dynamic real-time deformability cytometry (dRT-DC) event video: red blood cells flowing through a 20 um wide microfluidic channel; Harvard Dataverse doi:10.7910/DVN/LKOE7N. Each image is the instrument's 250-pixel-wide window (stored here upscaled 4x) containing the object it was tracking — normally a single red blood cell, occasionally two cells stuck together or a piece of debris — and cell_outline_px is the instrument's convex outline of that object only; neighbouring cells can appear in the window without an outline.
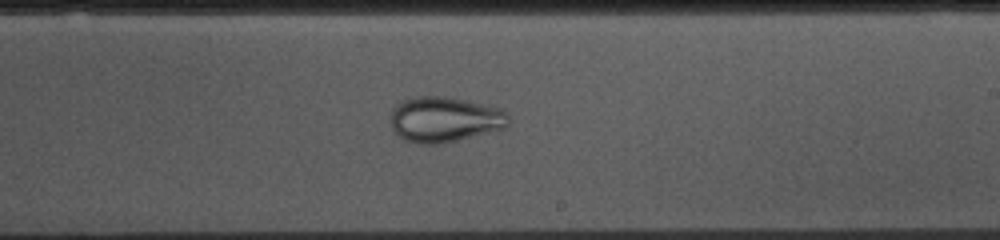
{"species": "common noctule bat (a hibernating species)", "species_latin": "Nyctalus noctula", "temperature_condition": "cold", "stored_images_in_passage": 52, "camera_frame_rate_fps": 3000, "um_per_image_px": 0.085, "animal": {"sex": "female", "body_mass_g": 10.0, "forearm_length_mm": 53.1}, "frame": {"image": 1, "passage_image": 29, "time_ms": 9.333, "image_size_px": [1000, 240], "cell_outline_px": [[508, 124], [504, 128], [456, 140], [436, 144], [416, 144], [404, 140], [392, 128], [392, 108], [400, 100], [416, 96], [444, 96], [500, 108], [508, 112]], "centroid_in_image_um": [37.75, 10.14], "position_along_channel_um": 251.2, "area_um2": 30.98}}
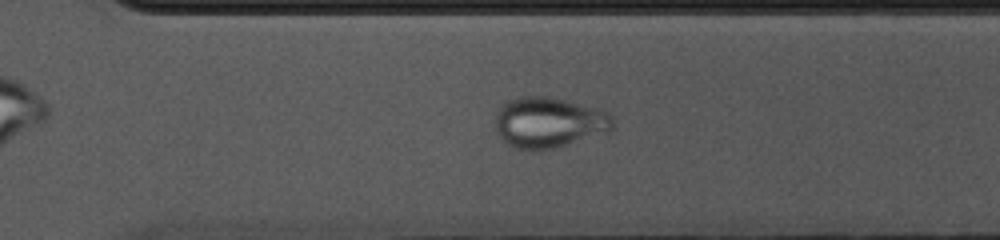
{"frame": {"image": 2, "passage_image": 35, "time_ms": 11.333, "image_size_px": [1000, 240], "cell_outline_px": [[612, 128], [608, 132], [552, 148], [516, 148], [508, 144], [500, 136], [496, 128], [496, 112], [508, 100], [520, 96], [548, 96], [600, 108], [608, 112], [612, 116]], "centroid_in_image_um": [46.67, 10.37], "position_along_channel_um": 323.9, "area_um2": 34.16}}
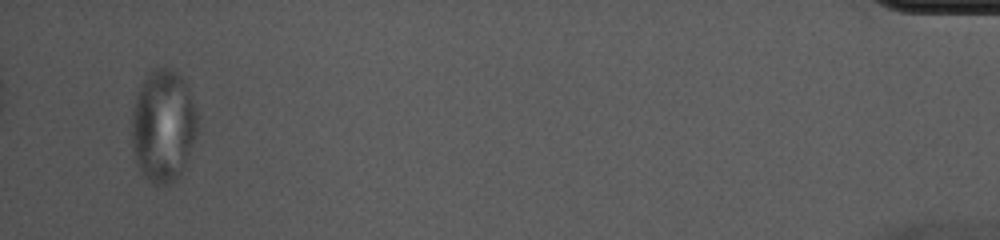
{"frame": {"image": 3, "passage_image": 50, "time_ms": 16.333, "image_size_px": [1000, 240], "cell_outline_px": [[196, 136], [184, 164], [176, 180], [168, 184], [152, 184], [144, 176], [136, 160], [132, 148], [132, 108], [136, 96], [144, 76], [152, 68], [172, 68], [184, 80], [188, 88], [196, 108]], "centroid_in_image_um": [13.85, 10.65], "position_along_channel_um": 421.4, "area_um2": 42.89}}